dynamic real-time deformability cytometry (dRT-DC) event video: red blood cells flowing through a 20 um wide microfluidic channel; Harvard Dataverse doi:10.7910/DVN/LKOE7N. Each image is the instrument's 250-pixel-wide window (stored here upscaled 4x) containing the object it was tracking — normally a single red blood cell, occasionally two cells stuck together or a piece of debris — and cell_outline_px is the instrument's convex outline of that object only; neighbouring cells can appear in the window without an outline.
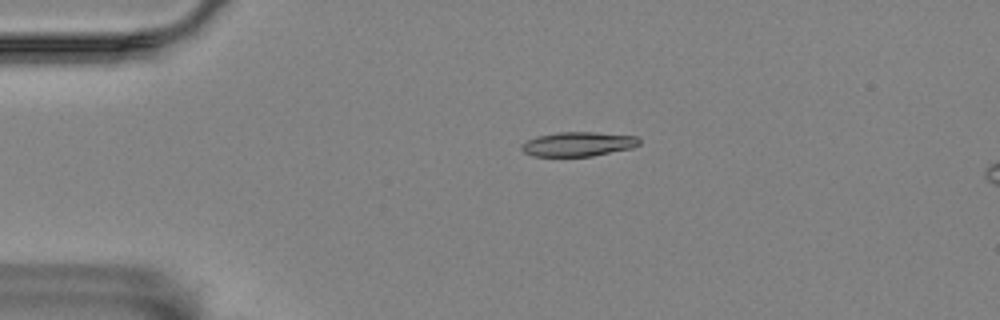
{"species": "Egyptian fruit bat (a non-hibernating species)", "species_latin": "Rousettus aegyptiacus", "temperature_condition": "room temperature", "stored_images_in_passage": 4, "camera_frame_rate_fps": 3000, "um_per_image_px": 0.085, "animal": {"sex": "female"}, "frame": {"image": 1, "passage_image": 2, "time_ms": 1.0, "image_size_px": [1000, 320], "cell_outline_px": [[640, 144], [632, 148], [592, 156], [532, 156], [524, 152], [520, 148], [520, 144], [536, 136], [560, 132], [592, 132], [636, 136], [640, 140]], "centroid_in_image_um": [49.12, 12.25], "position_along_channel_um": 35.9, "area_um2": 16.7}}